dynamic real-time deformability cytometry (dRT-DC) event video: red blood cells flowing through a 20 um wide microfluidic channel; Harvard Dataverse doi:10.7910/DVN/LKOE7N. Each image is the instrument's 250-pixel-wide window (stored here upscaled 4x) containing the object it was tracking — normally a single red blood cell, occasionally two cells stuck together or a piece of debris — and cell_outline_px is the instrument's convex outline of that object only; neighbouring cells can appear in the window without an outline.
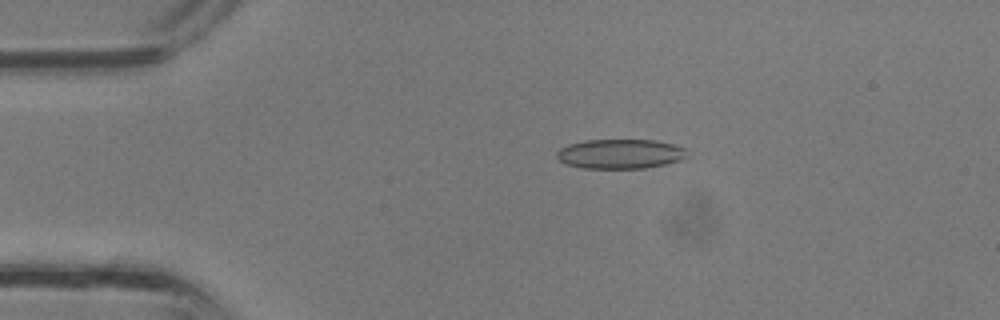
{"species": "common noctule bat (a hibernating species)", "species_latin": "Nyctalus noctula", "temperature_condition": "room temperature", "stored_images_in_passage": 34, "camera_frame_rate_fps": 3000, "um_per_image_px": 0.085, "animal": {"sex": "male", "body_mass_g": 13.3}, "frame": {"image": 1, "passage_image": 6, "time_ms": 1.667, "image_size_px": [1000, 320], "cell_outline_px": [[688, 156], [680, 160], [664, 164], [644, 168], [580, 168], [568, 164], [560, 160], [556, 156], [556, 152], [560, 148], [568, 144], [584, 140], [656, 140], [688, 148]], "centroid_in_image_um": [52.74, 13.07], "position_along_channel_um": 32.3, "area_um2": 22.54}}
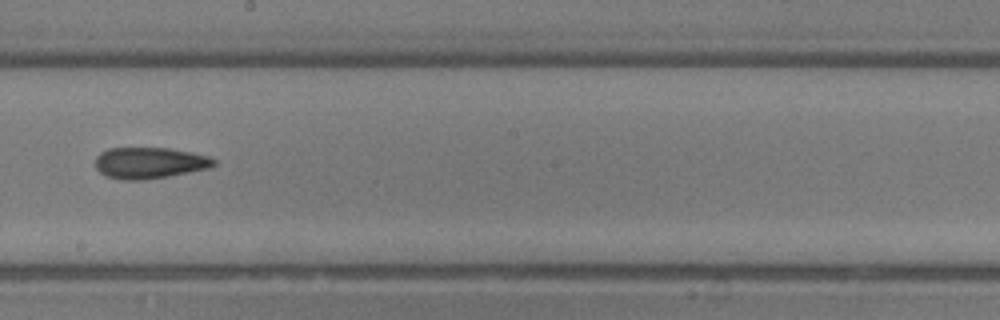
{"frame": {"image": 2, "passage_image": 19, "time_ms": 6.0, "image_size_px": [1000, 320], "cell_outline_px": [[216, 164], [208, 168], [168, 176], [140, 180], [124, 180], [108, 176], [100, 172], [96, 168], [96, 156], [100, 152], [108, 148], [168, 148], [192, 152], [208, 156], [216, 160]], "centroid_in_image_um": [12.7, 13.83], "position_along_channel_um": 235.5, "area_um2": 21.44}}
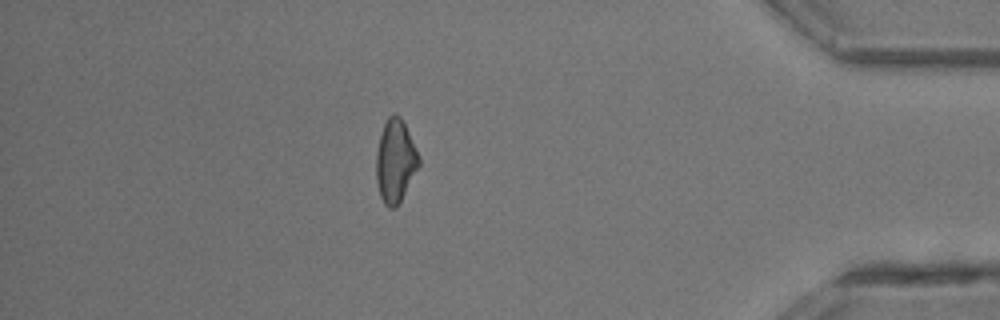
{"frame": {"image": 3, "passage_image": 30, "time_ms": 9.667, "image_size_px": [1000, 320], "cell_outline_px": [[420, 164], [396, 208], [388, 208], [384, 204], [380, 196], [376, 180], [376, 152], [380, 136], [384, 124], [388, 116], [392, 112], [396, 112], [400, 116], [420, 156]], "centroid_in_image_um": [33.59, 13.68], "position_along_channel_um": 401.6, "area_um2": 20.58}}